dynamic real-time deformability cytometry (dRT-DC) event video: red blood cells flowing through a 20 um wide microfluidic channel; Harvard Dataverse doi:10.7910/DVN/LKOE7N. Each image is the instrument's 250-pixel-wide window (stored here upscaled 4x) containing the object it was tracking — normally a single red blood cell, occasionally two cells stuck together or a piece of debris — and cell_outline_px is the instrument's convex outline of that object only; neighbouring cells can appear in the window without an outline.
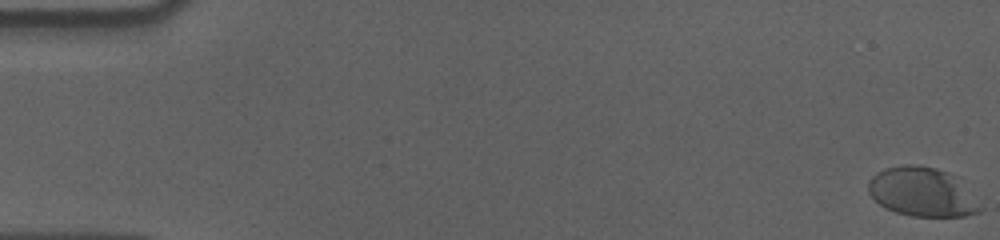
{"species": "human", "species_latin": "Homo sapiens", "temperature_condition": "cold", "stored_images_in_passage": 58, "camera_frame_rate_fps": 3000, "um_per_image_px": 0.085, "donor": {"sex": "male"}, "frame": {"image": 1, "passage_image": 1, "time_ms": 0.0, "image_size_px": [1000, 240], "cell_outline_px": [[984, 208], [980, 212], [964, 216], [912, 216], [896, 212], [884, 208], [868, 192], [868, 180], [876, 172], [884, 168], [904, 164], [920, 164], [936, 168], [948, 172]], "centroid_in_image_um": [78.32, 16.31], "position_along_channel_um": 6.7, "area_um2": 31.73}}
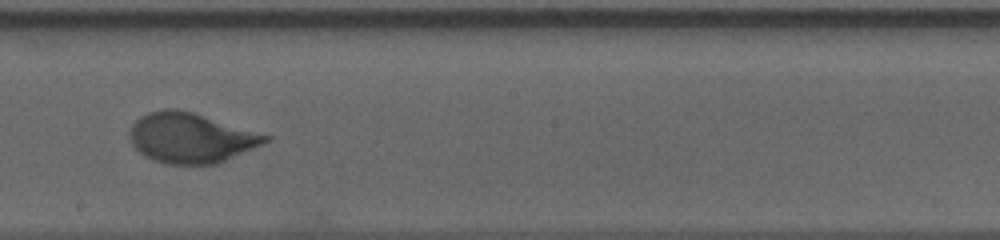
{"frame": {"image": 2, "passage_image": 34, "time_ms": 11.0, "image_size_px": [1000, 240], "cell_outline_px": [[272, 140], [264, 144], [216, 164], [168, 164], [152, 160], [140, 152], [132, 144], [128, 136], [132, 124], [140, 116], [148, 112], [168, 108], [176, 108], [192, 112], [272, 136]], "centroid_in_image_um": [16.23, 11.71], "position_along_channel_um": 232.0, "area_um2": 39.54}}
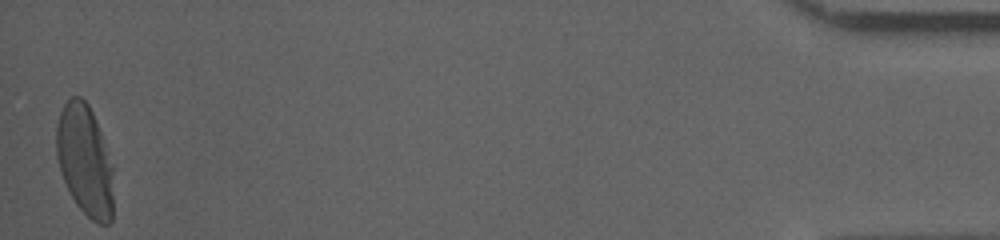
{"frame": {"image": 3, "passage_image": 58, "time_ms": 19.0, "image_size_px": [1000, 240], "cell_outline_px": [[112, 220], [108, 224], [100, 224], [92, 220], [76, 204], [60, 172], [56, 156], [56, 128], [60, 112], [64, 104], [72, 96], [80, 96], [88, 104], [92, 112], [100, 132], [112, 164]], "centroid_in_image_um": [7.19, 13.63], "position_along_channel_um": 428.0, "area_um2": 36.47}, "authors_computed_cell_mechanics": {"area_um2": 37.2232, "velocity_mm_per_s": 3.5646, "shape_relaxation_time_tau1_ms": 4.4387, "shape_relaxation_time_tau2_ms": null, "deformation_change_tau1": 0.1846, "deformation_change_tau2": null}}